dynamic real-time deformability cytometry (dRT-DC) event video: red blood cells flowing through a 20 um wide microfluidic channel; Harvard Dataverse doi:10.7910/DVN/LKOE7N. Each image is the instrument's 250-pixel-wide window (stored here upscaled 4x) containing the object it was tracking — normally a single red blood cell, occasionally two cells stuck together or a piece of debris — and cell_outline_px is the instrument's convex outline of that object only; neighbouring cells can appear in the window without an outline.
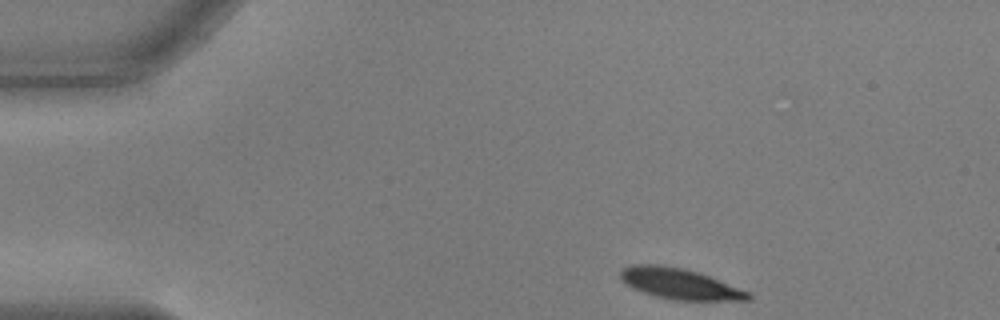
{"species": "common noctule bat (a hibernating species)", "species_latin": "Nyctalus noctula", "temperature_condition": "warm", "stored_images_in_passage": 47, "camera_frame_rate_fps": 3000, "um_per_image_px": 0.085, "animal": {"sex": "male", "body_mass_g": 17.9, "forearm_length_mm": 54.2}, "frame": {"image": 1, "passage_image": 1, "time_ms": 0.0, "image_size_px": [1000, 320], "cell_outline_px": [[752, 300], [672, 300], [656, 296], [632, 288], [624, 284], [620, 280], [620, 268], [632, 264], [660, 264], [680, 268], [696, 272], [708, 276], [748, 292], [752, 296]], "centroid_in_image_um": [57.68, 24.11], "position_along_channel_um": 27.3, "area_um2": 22.72}}
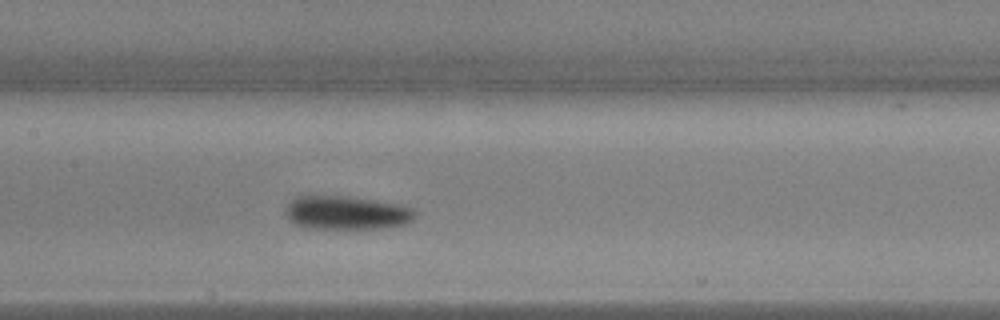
{"frame": {"image": 2, "passage_image": 19, "time_ms": 6.0, "image_size_px": [1000, 320], "cell_outline_px": [[416, 212], [412, 220], [404, 224], [392, 228], [312, 228], [296, 224], [288, 220], [284, 212], [284, 208], [296, 196], [308, 192], [316, 192], [348, 196], [400, 204]], "centroid_in_image_um": [29.35, 18.03], "position_along_channel_um": 178.1, "area_um2": 26.18}}
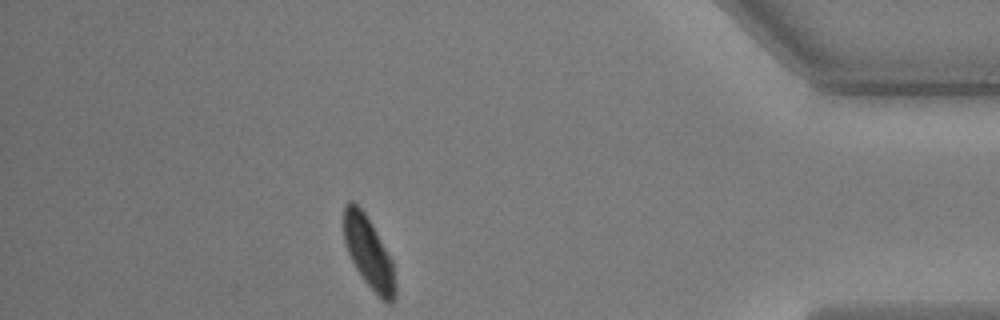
{"frame": {"image": 3, "passage_image": 41, "time_ms": 13.333, "image_size_px": [1000, 320], "cell_outline_px": [[396, 300], [392, 304], [388, 304], [364, 280], [356, 268], [344, 244], [344, 204], [348, 200], [352, 200], [364, 212], [372, 224], [392, 260], [396, 284]], "centroid_in_image_um": [31.35, 21.47], "position_along_channel_um": 403.9, "area_um2": 21.27}, "authors_computed_cell_mechanics": {"area_um2": 24.2182, "velocity_mm_per_s": 3.6455, "shape_relaxation_time_tau1_ms": 1.9256, "shape_relaxation_time_tau2_ms": 3.1099, "deformation_change_tau1": 0.1133, "deformation_change_tau2": 0.0449}}